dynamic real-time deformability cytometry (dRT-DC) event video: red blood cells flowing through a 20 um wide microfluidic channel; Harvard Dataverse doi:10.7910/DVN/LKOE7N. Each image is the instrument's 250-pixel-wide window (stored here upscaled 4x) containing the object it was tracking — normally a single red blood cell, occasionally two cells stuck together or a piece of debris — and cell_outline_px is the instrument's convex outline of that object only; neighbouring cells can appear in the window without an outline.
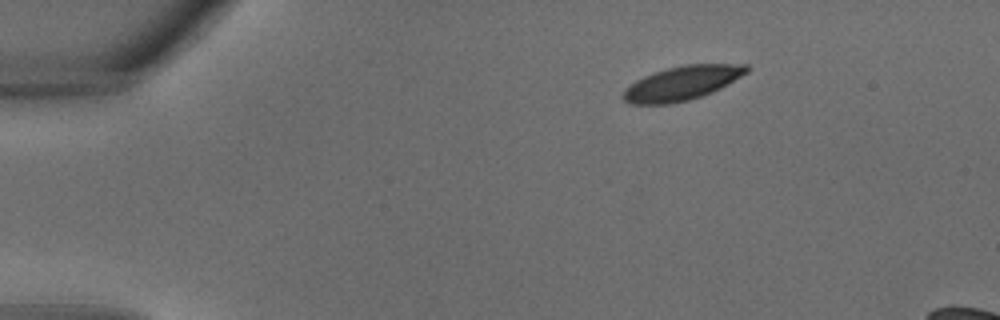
{"species": "common noctule bat (a hibernating species)", "species_latin": "Nyctalus noctula", "temperature_condition": "warm", "stored_images_in_passage": 6, "camera_frame_rate_fps": 3000, "um_per_image_px": 0.085, "animal": {"sex": "male", "body_mass_g": 18.8}, "frame": {"image": 1, "passage_image": 1, "time_ms": 0.0, "image_size_px": [1000, 320], "cell_outline_px": [[748, 72], [728, 84], [712, 92], [688, 100], [668, 104], [628, 104], [620, 96], [624, 88], [636, 80], [644, 76], [668, 68], [688, 64], [748, 64]], "centroid_in_image_um": [57.94, 7.07], "position_along_channel_um": 27.1, "area_um2": 24.45}}